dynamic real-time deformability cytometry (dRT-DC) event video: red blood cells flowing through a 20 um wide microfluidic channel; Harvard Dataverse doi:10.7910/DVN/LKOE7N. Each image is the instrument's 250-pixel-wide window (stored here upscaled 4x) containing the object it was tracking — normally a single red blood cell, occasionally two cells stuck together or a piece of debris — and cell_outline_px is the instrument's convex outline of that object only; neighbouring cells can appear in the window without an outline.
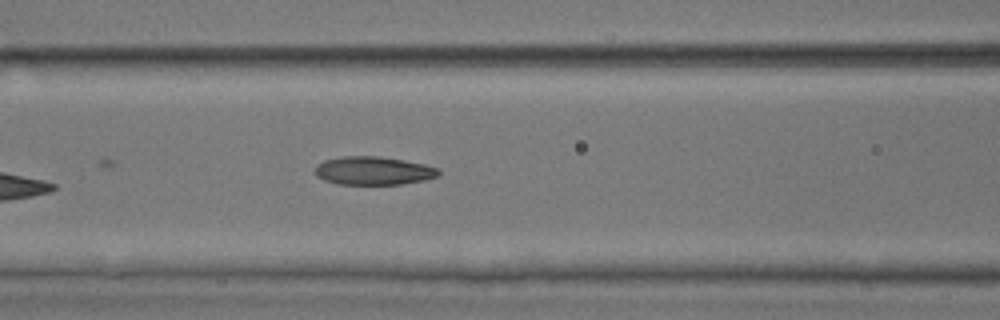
{"species": "common noctule bat (a hibernating species)", "species_latin": "Nyctalus noctula", "temperature_condition": "room temperature", "stored_images_in_passage": 5, "camera_frame_rate_fps": 3000, "um_per_image_px": 0.085, "animal": {"sex": "male", "body_mass_g": 17.9, "forearm_length_mm": 54.2}, "frame": {"image": 1, "passage_image": 5, "time_ms": 1.333, "image_size_px": [1000, 320], "cell_outline_px": [[440, 176], [424, 180], [400, 184], [336, 184], [324, 180], [316, 176], [316, 164], [324, 160], [340, 156], [376, 156], [404, 160], [424, 164], [440, 168]], "centroid_in_image_um": [31.75, 14.51], "position_along_channel_um": 134.9, "area_um2": 20.52}}